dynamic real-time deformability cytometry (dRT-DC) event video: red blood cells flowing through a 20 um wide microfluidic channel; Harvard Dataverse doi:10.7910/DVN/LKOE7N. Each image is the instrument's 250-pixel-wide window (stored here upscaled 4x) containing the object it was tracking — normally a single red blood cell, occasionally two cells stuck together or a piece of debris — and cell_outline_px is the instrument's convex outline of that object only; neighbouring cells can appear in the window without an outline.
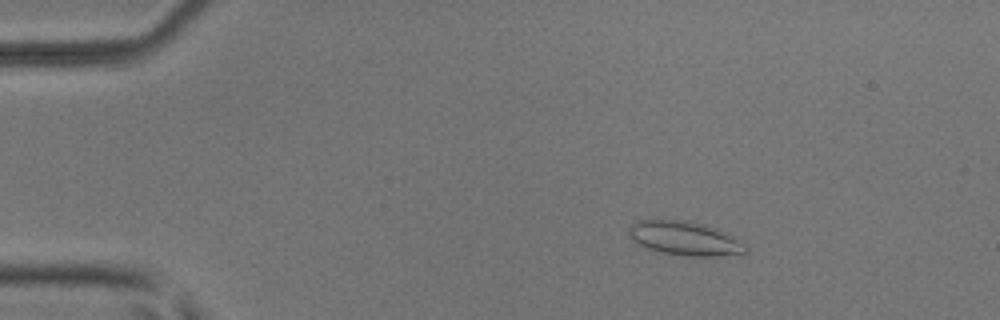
{"species": "common noctule bat (a hibernating species)", "species_latin": "Nyctalus noctula", "temperature_condition": "room temperature", "stored_images_in_passage": 52, "camera_frame_rate_fps": 3000, "um_per_image_px": 0.085, "animal": {"sex": "male", "body_mass_g": 17.9, "forearm_length_mm": 54.2}, "frame": {"image": 1, "passage_image": 9, "time_ms": 2.667, "image_size_px": [1000, 320], "cell_outline_px": [[748, 252], [716, 256], [688, 256], [664, 252], [648, 248], [636, 244], [628, 236], [628, 228], [632, 224], [640, 220], [684, 220], [704, 224], [728, 232], [744, 240], [748, 248]], "centroid_in_image_um": [58.26, 20.25], "position_along_channel_um": 26.7, "area_um2": 23.41}}
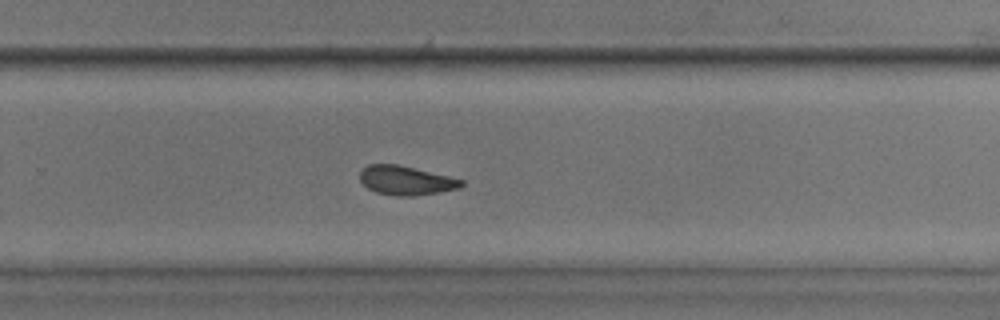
{"frame": {"image": 2, "passage_image": 35, "time_ms": 11.333, "image_size_px": [1000, 320], "cell_outline_px": [[464, 184], [460, 188], [412, 196], [396, 196], [376, 192], [368, 188], [360, 180], [360, 172], [368, 164], [400, 164], [464, 180]], "centroid_in_image_um": [34.5, 15.33], "position_along_channel_um": 295.3, "area_um2": 17.11}}
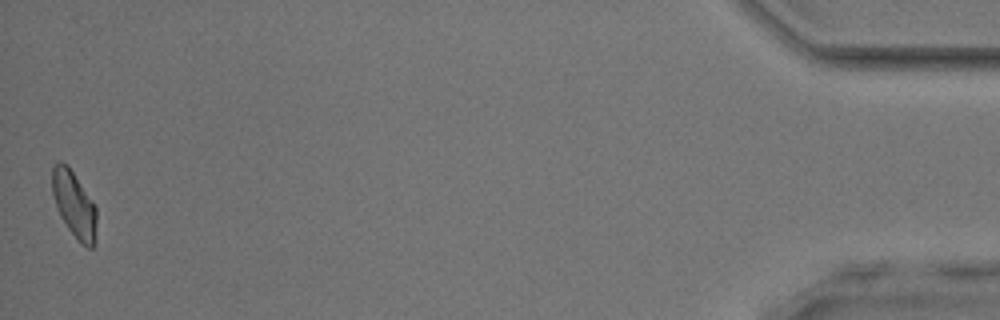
{"frame": {"image": 3, "passage_image": 52, "time_ms": 17.0, "image_size_px": [1000, 320], "cell_outline_px": [[96, 240], [92, 248], [88, 248], [68, 228], [60, 216], [56, 208], [52, 192], [52, 168], [60, 160], [68, 164], [96, 208]], "centroid_in_image_um": [6.29, 17.35], "position_along_channel_um": 428.9, "area_um2": 16.88}, "authors_computed_cell_mechanics": {"area_um2": 17.8891, "velocity_mm_per_s": 3.965, "shape_relaxation_time_tau1_ms": 10.0986, "shape_relaxation_time_tau2_ms": 3.5817, "deformation_change_tau1": 0.2152, "deformation_change_tau2": 0.0924}}